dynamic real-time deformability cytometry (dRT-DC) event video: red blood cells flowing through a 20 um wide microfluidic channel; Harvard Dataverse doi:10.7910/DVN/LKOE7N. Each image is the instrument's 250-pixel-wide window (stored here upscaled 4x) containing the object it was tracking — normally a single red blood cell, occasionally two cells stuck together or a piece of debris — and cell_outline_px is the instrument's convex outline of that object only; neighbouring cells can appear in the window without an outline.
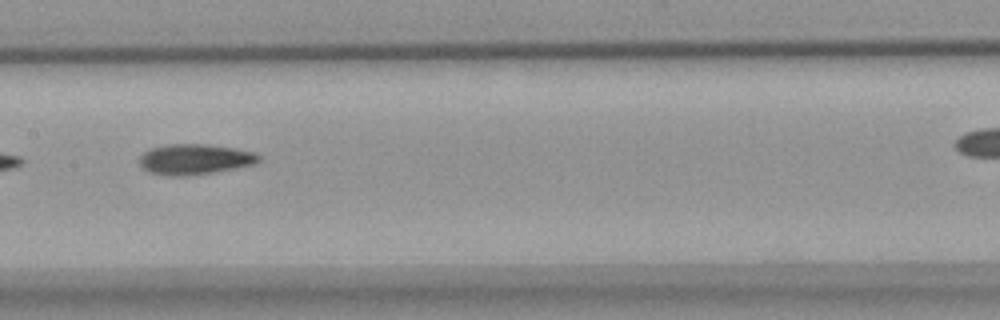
{"species": "common noctule bat (a hibernating species)", "species_latin": "Nyctalus noctula", "temperature_condition": "warm", "stored_images_in_passage": 11, "camera_frame_rate_fps": 3000, "um_per_image_px": 0.085, "animal": {"sex": "female", "body_mass_g": 18.4}, "frame": {"image": 1, "passage_image": 8, "time_ms": 8.667, "image_size_px": [1000, 320], "cell_outline_px": [[260, 160], [256, 164], [236, 168], [212, 172], [184, 176], [168, 176], [148, 172], [140, 164], [140, 156], [144, 152], [152, 148], [164, 144], [208, 144], [236, 148], [252, 152], [260, 156]], "centroid_in_image_um": [16.56, 13.53], "position_along_channel_um": 190.8, "area_um2": 21.21}}
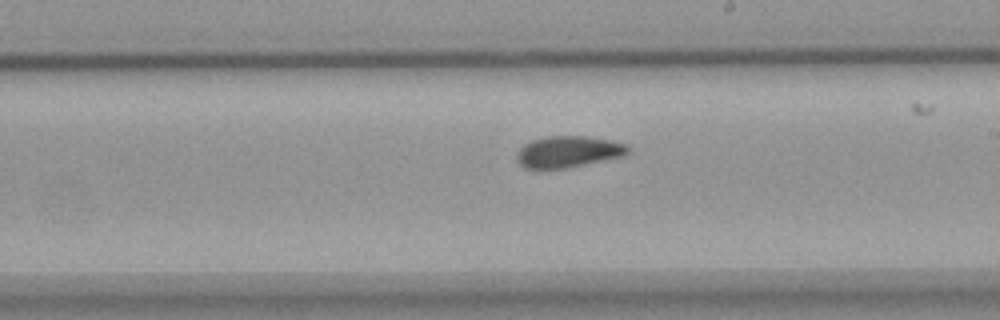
{"frame": {"image": 2, "passage_image": 10, "time_ms": 12.0, "image_size_px": [1000, 320], "cell_outline_px": [[632, 152], [624, 156], [568, 168], [524, 168], [516, 160], [516, 156], [520, 148], [524, 144], [532, 140], [548, 136], [584, 136], [608, 140], [624, 144]], "centroid_in_image_um": [48.3, 12.9], "position_along_channel_um": 240.7, "area_um2": 20.29}}